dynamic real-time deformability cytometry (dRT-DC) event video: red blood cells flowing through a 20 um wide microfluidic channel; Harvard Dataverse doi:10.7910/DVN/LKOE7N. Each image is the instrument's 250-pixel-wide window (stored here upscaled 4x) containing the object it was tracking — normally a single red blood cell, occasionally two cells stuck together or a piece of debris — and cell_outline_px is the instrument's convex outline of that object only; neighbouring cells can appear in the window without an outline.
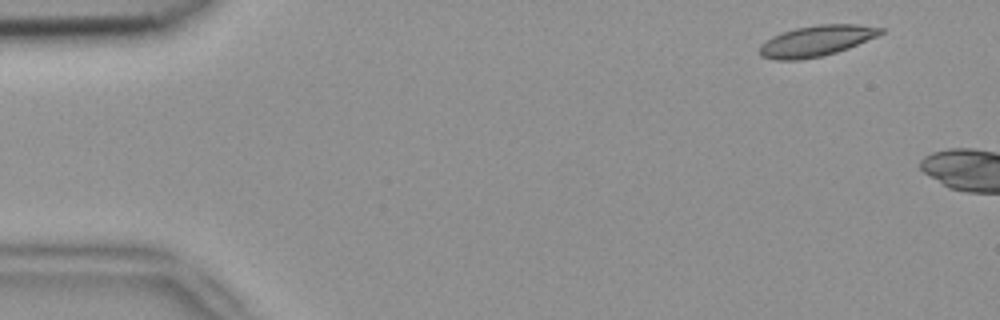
{"species": "common noctule bat (a hibernating species)", "species_latin": "Nyctalus noctula", "temperature_condition": "room temperature", "stored_images_in_passage": 4, "camera_frame_rate_fps": 3000, "um_per_image_px": 0.085, "animal": {"sex": "female", "body_mass_g": 18.4}, "frame": {"image": 1, "passage_image": 4, "time_ms": 1.0, "image_size_px": [1000, 320], "cell_outline_px": [[884, 32], [876, 36], [848, 48], [836, 52], [820, 56], [800, 60], [776, 60], [760, 56], [760, 44], [772, 36], [780, 32], [796, 28], [816, 24], [860, 24], [884, 28]], "centroid_in_image_um": [69.36, 3.46], "position_along_channel_um": 15.6, "area_um2": 21.73}}